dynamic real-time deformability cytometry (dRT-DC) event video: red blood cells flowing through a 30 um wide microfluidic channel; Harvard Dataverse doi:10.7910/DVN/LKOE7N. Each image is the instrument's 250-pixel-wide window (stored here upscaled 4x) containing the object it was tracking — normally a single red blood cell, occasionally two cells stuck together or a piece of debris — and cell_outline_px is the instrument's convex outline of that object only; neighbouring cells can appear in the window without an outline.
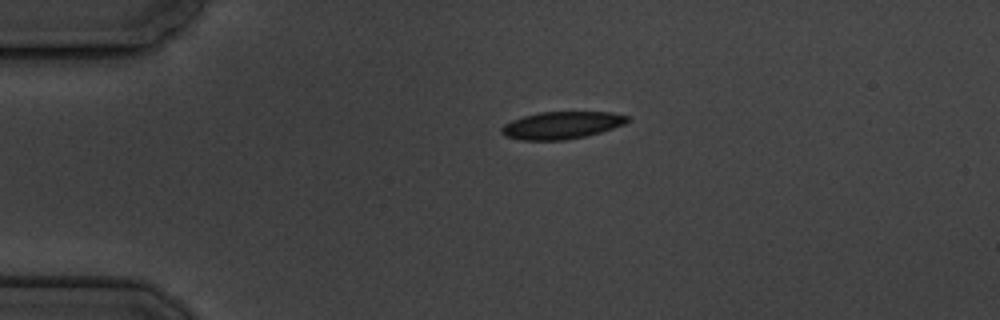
{"species": "common noctule bat (a hibernating species)", "species_latin": "Nyctalus noctula", "temperature_condition": "cold", "stored_images_in_passage": 2, "camera_frame_rate_fps": 3000, "um_per_image_px": 0.085, "animal": {"sex": "male", "body_mass_g": 19.5, "forearm_length_mm": 54.6}, "frame": {"image": 1, "passage_image": 1, "time_ms": 0.0, "image_size_px": [1000, 320], "cell_outline_px": [[628, 120], [624, 124], [600, 132], [584, 136], [564, 140], [520, 140], [504, 136], [500, 132], [500, 128], [504, 124], [512, 120], [524, 116], [540, 112], [612, 112], [628, 116]], "centroid_in_image_um": [47.69, 10.64], "position_along_channel_um": 37.3, "area_um2": 19.94}}